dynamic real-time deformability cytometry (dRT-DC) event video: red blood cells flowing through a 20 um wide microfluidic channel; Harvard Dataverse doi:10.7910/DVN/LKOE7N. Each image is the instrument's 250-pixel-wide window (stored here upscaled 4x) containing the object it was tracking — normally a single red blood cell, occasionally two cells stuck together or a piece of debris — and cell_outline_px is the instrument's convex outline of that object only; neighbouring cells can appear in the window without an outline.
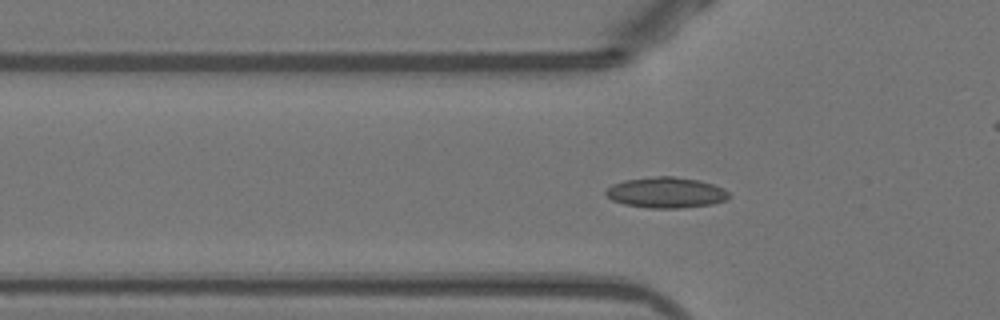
{"species": "Egyptian fruit bat (a non-hibernating species)", "species_latin": "Rousettus aegyptiacus", "temperature_condition": "warm", "stored_images_in_passage": 36, "camera_frame_rate_fps": 3000, "um_per_image_px": 0.085, "animal": {"sex": "female"}, "frame": {"image": 1, "passage_image": 12, "time_ms": 3.667, "image_size_px": [1000, 320], "cell_outline_px": [[732, 196], [728, 200], [712, 204], [680, 208], [648, 208], [624, 204], [612, 200], [604, 192], [612, 184], [624, 180], [656, 176], [672, 176], [700, 180], [724, 188]], "centroid_in_image_um": [56.65, 16.37], "position_along_channel_um": 69.2, "area_um2": 22.2}}
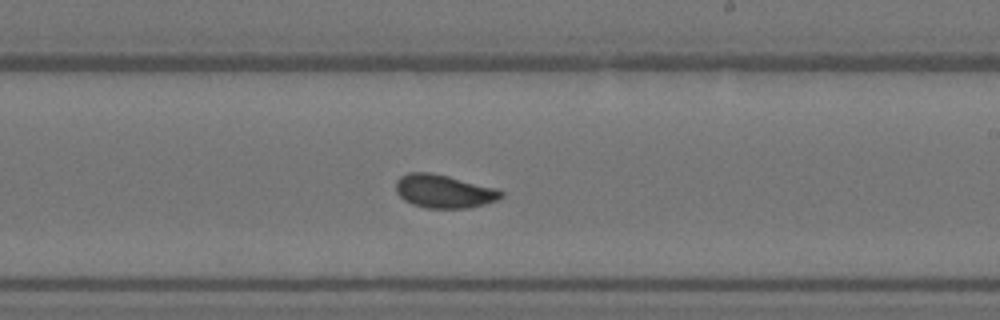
{"frame": {"image": 2, "passage_image": 26, "time_ms": 8.333, "image_size_px": [1000, 320], "cell_outline_px": [[504, 196], [496, 200], [484, 204], [468, 208], [428, 208], [412, 204], [404, 200], [396, 192], [396, 180], [400, 176], [408, 172], [428, 172], [448, 176], [496, 188], [504, 192]], "centroid_in_image_um": [37.72, 16.26], "position_along_channel_um": 251.3, "area_um2": 20.4}}
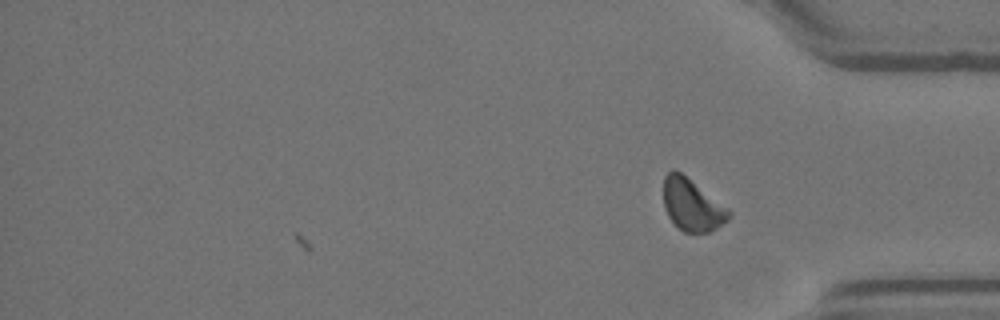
{"frame": {"image": 3, "passage_image": 36, "time_ms": 11.667, "image_size_px": [1000, 320], "cell_outline_px": [[732, 212], [728, 220], [716, 228], [708, 232], [684, 232], [668, 216], [664, 208], [664, 176], [672, 168], [680, 172], [728, 208]], "centroid_in_image_um": [58.82, 17.41], "position_along_channel_um": 376.4, "area_um2": 19.48}, "authors_computed_cell_mechanics": {"area_um2": 20.0855, "velocity_mm_per_s": 3.9014, "shape_relaxation_time_tau1_ms": 8.6915, "shape_relaxation_time_tau2_ms": 0.4878, "deformation_change_tau1": 0.1434, "deformation_change_tau2": 0.0492}}